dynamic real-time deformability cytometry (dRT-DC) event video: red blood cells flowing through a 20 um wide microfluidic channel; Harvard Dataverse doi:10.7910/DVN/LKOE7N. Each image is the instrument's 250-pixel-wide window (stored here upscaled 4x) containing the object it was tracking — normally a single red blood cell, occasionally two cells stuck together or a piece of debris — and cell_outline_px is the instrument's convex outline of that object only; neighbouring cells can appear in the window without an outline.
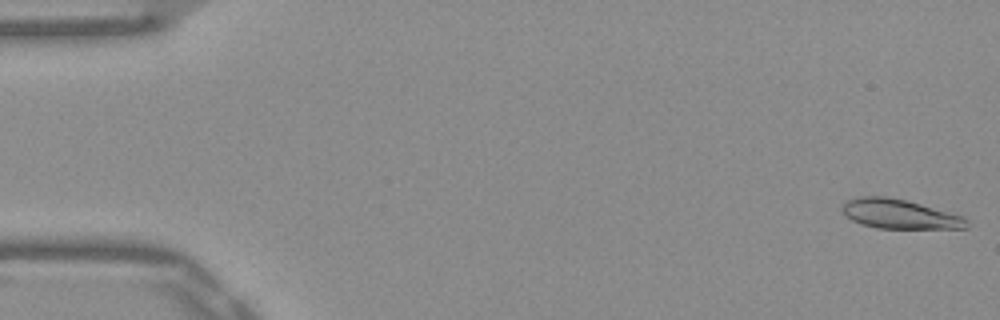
{"species": "Egyptian fruit bat (a non-hibernating species)", "species_latin": "Rousettus aegyptiacus", "temperature_condition": "warm", "stored_images_in_passage": 52, "camera_frame_rate_fps": 3000, "um_per_image_px": 0.085, "frame": {"image": 1, "passage_image": 1, "time_ms": 0.0, "image_size_px": [1000, 320], "cell_outline_px": [[968, 228], [876, 228], [852, 220], [840, 208], [848, 200], [860, 196], [884, 196], [904, 200], [920, 204], [964, 216], [968, 220]], "centroid_in_image_um": [76.48, 18.19], "position_along_channel_um": 8.5, "area_um2": 20.98}}
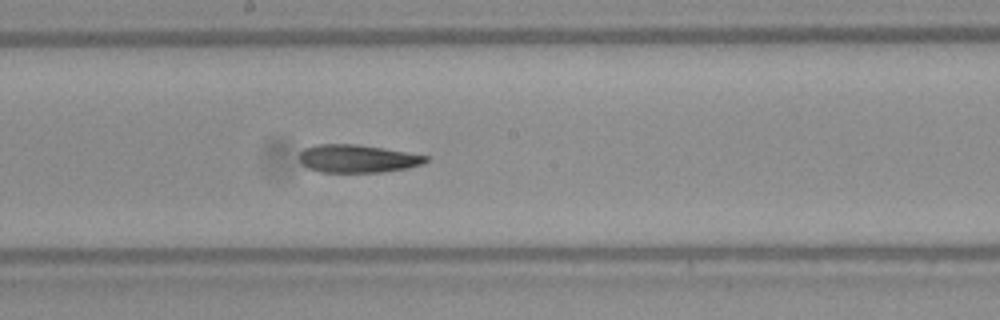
{"frame": {"image": 2, "passage_image": 28, "time_ms": 9.0, "image_size_px": [1000, 320], "cell_outline_px": [[428, 160], [424, 164], [408, 168], [384, 172], [320, 172], [308, 168], [300, 160], [300, 152], [304, 148], [316, 144], [356, 144], [428, 156]], "centroid_in_image_um": [30.38, 13.49], "position_along_channel_um": 217.8, "area_um2": 20.46}}
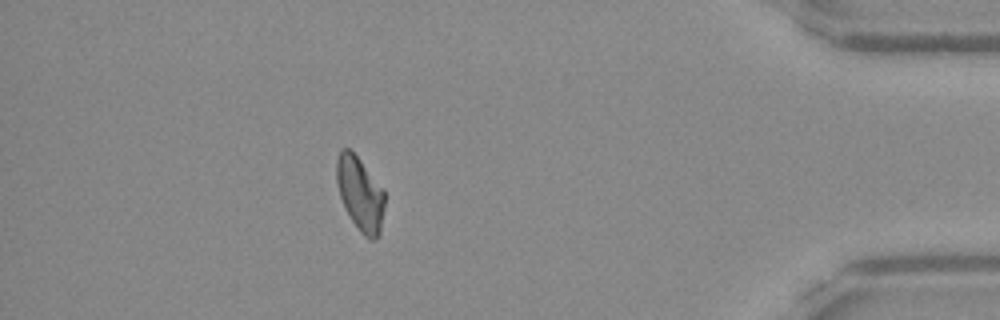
{"frame": {"image": 3, "passage_image": 46, "time_ms": 15.0, "image_size_px": [1000, 320], "cell_outline_px": [[384, 208], [380, 236], [372, 240], [368, 240], [356, 228], [344, 208], [340, 196], [336, 180], [336, 160], [340, 152], [344, 148], [348, 148], [360, 160], [384, 188]], "centroid_in_image_um": [30.62, 16.52], "position_along_channel_um": 404.6, "area_um2": 20.92}, "authors_computed_cell_mechanics": {"area_um2": 21.5016, "velocity_mm_per_s": 3.8953, "shape_relaxation_time_tau1_ms": 8.1881, "shape_relaxation_time_tau2_ms": null, "deformation_change_tau1": 0.2053, "deformation_change_tau2": null}}